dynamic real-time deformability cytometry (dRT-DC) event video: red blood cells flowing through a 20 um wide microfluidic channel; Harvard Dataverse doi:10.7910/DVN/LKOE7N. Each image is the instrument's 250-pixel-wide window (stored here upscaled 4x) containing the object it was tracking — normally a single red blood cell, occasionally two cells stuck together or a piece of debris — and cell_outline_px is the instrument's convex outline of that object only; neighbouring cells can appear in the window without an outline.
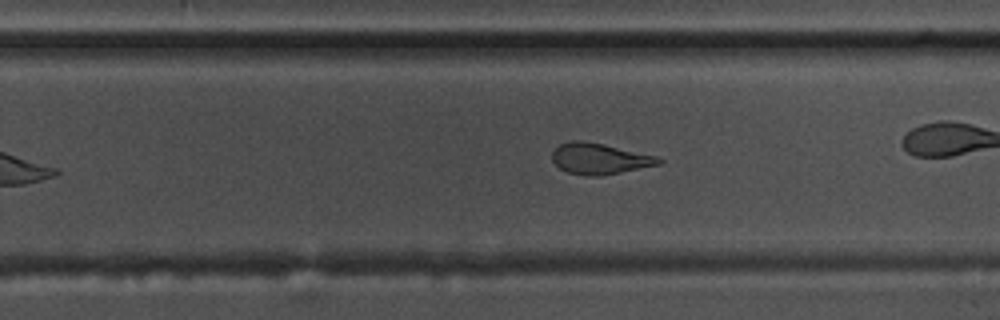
{"species": "common noctule bat (a hibernating species)", "species_latin": "Nyctalus noctula", "temperature_condition": "warm", "stored_images_in_passage": 40, "camera_frame_rate_fps": 3000, "um_per_image_px": 0.085, "animal": {"sex": "male", "body_mass_g": 17.5, "forearm_length_mm": 52.3}, "frame": {"image": 1, "passage_image": 23, "time_ms": 7.333, "image_size_px": [1000, 320], "cell_outline_px": [[664, 160], [660, 164], [600, 176], [584, 176], [568, 172], [560, 168], [552, 160], [552, 152], [560, 144], [572, 140], [580, 140], [604, 144], [656, 156]], "centroid_in_image_um": [50.94, 13.49], "position_along_channel_um": 278.9, "area_um2": 19.07}, "authors_computed_cell_mechanics": {"area_um2": 20.1722, "velocity_mm_per_s": 3.6706, "shape_relaxation_time_tau1_ms": null, "shape_relaxation_time_tau2_ms": 1.7961, "deformation_change_tau1": null, "deformation_change_tau2": 0.0982}}